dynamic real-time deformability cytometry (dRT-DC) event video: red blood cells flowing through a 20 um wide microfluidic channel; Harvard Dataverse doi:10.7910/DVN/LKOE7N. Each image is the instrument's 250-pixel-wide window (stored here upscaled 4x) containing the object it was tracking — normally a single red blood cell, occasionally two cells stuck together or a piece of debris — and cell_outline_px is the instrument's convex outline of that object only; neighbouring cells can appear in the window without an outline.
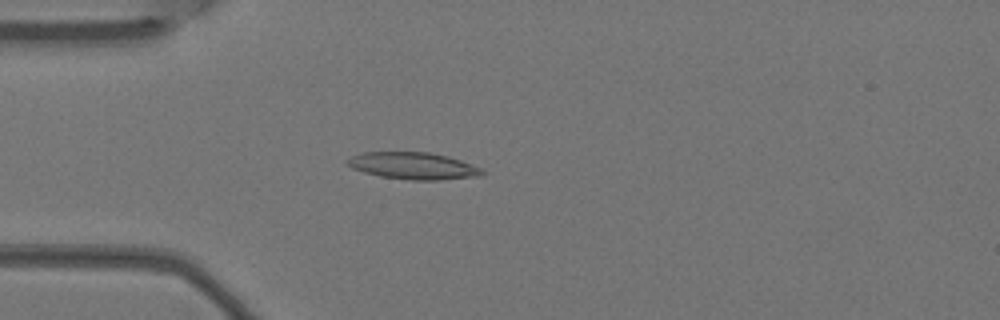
{"species": "Egyptian fruit bat (a non-hibernating species)", "species_latin": "Rousettus aegyptiacus", "temperature_condition": "warm", "stored_images_in_passage": 5, "camera_frame_rate_fps": 3000, "um_per_image_px": 0.085, "animal": {"sex": "female"}, "frame": {"image": 1, "passage_image": 5, "time_ms": 1.333, "image_size_px": [1000, 320], "cell_outline_px": [[484, 176], [440, 180], [412, 180], [380, 176], [364, 172], [352, 168], [344, 160], [360, 152], [428, 152], [448, 156], [460, 160], [480, 168], [484, 172]], "centroid_in_image_um": [35.12, 14.09], "position_along_channel_um": 49.9, "area_um2": 21.21}}